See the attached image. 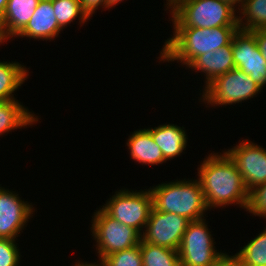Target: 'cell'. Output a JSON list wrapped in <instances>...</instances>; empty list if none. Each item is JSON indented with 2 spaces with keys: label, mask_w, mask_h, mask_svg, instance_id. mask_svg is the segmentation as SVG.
Here are the masks:
<instances>
[{
  "label": "cell",
  "mask_w": 266,
  "mask_h": 266,
  "mask_svg": "<svg viewBox=\"0 0 266 266\" xmlns=\"http://www.w3.org/2000/svg\"><path fill=\"white\" fill-rule=\"evenodd\" d=\"M7 2H8V0H0V18L2 17V15L6 9Z\"/></svg>",
  "instance_id": "836d02e7"
},
{
  "label": "cell",
  "mask_w": 266,
  "mask_h": 266,
  "mask_svg": "<svg viewBox=\"0 0 266 266\" xmlns=\"http://www.w3.org/2000/svg\"><path fill=\"white\" fill-rule=\"evenodd\" d=\"M28 72L19 62L0 61V101L16 100L13 93L28 78Z\"/></svg>",
  "instance_id": "d6986e66"
},
{
  "label": "cell",
  "mask_w": 266,
  "mask_h": 266,
  "mask_svg": "<svg viewBox=\"0 0 266 266\" xmlns=\"http://www.w3.org/2000/svg\"><path fill=\"white\" fill-rule=\"evenodd\" d=\"M215 266H246V265L236 254L231 256L225 252L219 257Z\"/></svg>",
  "instance_id": "83f0119b"
},
{
  "label": "cell",
  "mask_w": 266,
  "mask_h": 266,
  "mask_svg": "<svg viewBox=\"0 0 266 266\" xmlns=\"http://www.w3.org/2000/svg\"><path fill=\"white\" fill-rule=\"evenodd\" d=\"M236 10L221 0H189L172 13L173 27L238 26Z\"/></svg>",
  "instance_id": "277c9868"
},
{
  "label": "cell",
  "mask_w": 266,
  "mask_h": 266,
  "mask_svg": "<svg viewBox=\"0 0 266 266\" xmlns=\"http://www.w3.org/2000/svg\"><path fill=\"white\" fill-rule=\"evenodd\" d=\"M204 87L200 100L209 104L208 107L242 103L262 90L249 75L237 68L215 77Z\"/></svg>",
  "instance_id": "5b68a950"
},
{
  "label": "cell",
  "mask_w": 266,
  "mask_h": 266,
  "mask_svg": "<svg viewBox=\"0 0 266 266\" xmlns=\"http://www.w3.org/2000/svg\"><path fill=\"white\" fill-rule=\"evenodd\" d=\"M233 59L237 69L245 72L262 89L266 86V60L251 31L238 29L232 38Z\"/></svg>",
  "instance_id": "30bf717a"
},
{
  "label": "cell",
  "mask_w": 266,
  "mask_h": 266,
  "mask_svg": "<svg viewBox=\"0 0 266 266\" xmlns=\"http://www.w3.org/2000/svg\"><path fill=\"white\" fill-rule=\"evenodd\" d=\"M80 4L89 19L100 7L107 8V0H80Z\"/></svg>",
  "instance_id": "4316f807"
},
{
  "label": "cell",
  "mask_w": 266,
  "mask_h": 266,
  "mask_svg": "<svg viewBox=\"0 0 266 266\" xmlns=\"http://www.w3.org/2000/svg\"><path fill=\"white\" fill-rule=\"evenodd\" d=\"M187 68L203 72L205 77V86L210 83L215 77L227 73L235 69V63L232 52V41L216 49L214 52H208L196 57Z\"/></svg>",
  "instance_id": "5bb4252c"
},
{
  "label": "cell",
  "mask_w": 266,
  "mask_h": 266,
  "mask_svg": "<svg viewBox=\"0 0 266 266\" xmlns=\"http://www.w3.org/2000/svg\"><path fill=\"white\" fill-rule=\"evenodd\" d=\"M16 240L0 238V266H20V250Z\"/></svg>",
  "instance_id": "484cf974"
},
{
  "label": "cell",
  "mask_w": 266,
  "mask_h": 266,
  "mask_svg": "<svg viewBox=\"0 0 266 266\" xmlns=\"http://www.w3.org/2000/svg\"><path fill=\"white\" fill-rule=\"evenodd\" d=\"M251 32L255 35L260 51L264 59L266 60V28L258 29Z\"/></svg>",
  "instance_id": "f1b7e54d"
},
{
  "label": "cell",
  "mask_w": 266,
  "mask_h": 266,
  "mask_svg": "<svg viewBox=\"0 0 266 266\" xmlns=\"http://www.w3.org/2000/svg\"><path fill=\"white\" fill-rule=\"evenodd\" d=\"M17 100L0 101V136L15 129L32 126L39 120Z\"/></svg>",
  "instance_id": "ac0fdd59"
},
{
  "label": "cell",
  "mask_w": 266,
  "mask_h": 266,
  "mask_svg": "<svg viewBox=\"0 0 266 266\" xmlns=\"http://www.w3.org/2000/svg\"><path fill=\"white\" fill-rule=\"evenodd\" d=\"M172 38L165 40L160 51V61H180L186 67L198 56L214 52L228 45L238 31V26H219L211 28L173 27Z\"/></svg>",
  "instance_id": "7a4b0ae2"
},
{
  "label": "cell",
  "mask_w": 266,
  "mask_h": 266,
  "mask_svg": "<svg viewBox=\"0 0 266 266\" xmlns=\"http://www.w3.org/2000/svg\"><path fill=\"white\" fill-rule=\"evenodd\" d=\"M189 1V0H166V10L170 11V14L178 7L180 6L182 3ZM168 5V6H167ZM169 8V9H168Z\"/></svg>",
  "instance_id": "f546056e"
},
{
  "label": "cell",
  "mask_w": 266,
  "mask_h": 266,
  "mask_svg": "<svg viewBox=\"0 0 266 266\" xmlns=\"http://www.w3.org/2000/svg\"><path fill=\"white\" fill-rule=\"evenodd\" d=\"M246 211L252 215L266 218V182L248 192Z\"/></svg>",
  "instance_id": "d4e9b609"
},
{
  "label": "cell",
  "mask_w": 266,
  "mask_h": 266,
  "mask_svg": "<svg viewBox=\"0 0 266 266\" xmlns=\"http://www.w3.org/2000/svg\"><path fill=\"white\" fill-rule=\"evenodd\" d=\"M198 176L208 209L238 204L246 210L248 191L235 162L226 152L207 156L198 167Z\"/></svg>",
  "instance_id": "6da1fadb"
},
{
  "label": "cell",
  "mask_w": 266,
  "mask_h": 266,
  "mask_svg": "<svg viewBox=\"0 0 266 266\" xmlns=\"http://www.w3.org/2000/svg\"><path fill=\"white\" fill-rule=\"evenodd\" d=\"M143 266H180L177 250L140 242Z\"/></svg>",
  "instance_id": "44dd1931"
},
{
  "label": "cell",
  "mask_w": 266,
  "mask_h": 266,
  "mask_svg": "<svg viewBox=\"0 0 266 266\" xmlns=\"http://www.w3.org/2000/svg\"><path fill=\"white\" fill-rule=\"evenodd\" d=\"M264 229L236 253L246 266H266V228Z\"/></svg>",
  "instance_id": "603a6c76"
},
{
  "label": "cell",
  "mask_w": 266,
  "mask_h": 266,
  "mask_svg": "<svg viewBox=\"0 0 266 266\" xmlns=\"http://www.w3.org/2000/svg\"><path fill=\"white\" fill-rule=\"evenodd\" d=\"M152 193L153 208L161 212H170L189 221L205 218L208 206L202 191L200 180H176L158 184L149 188Z\"/></svg>",
  "instance_id": "3957f363"
},
{
  "label": "cell",
  "mask_w": 266,
  "mask_h": 266,
  "mask_svg": "<svg viewBox=\"0 0 266 266\" xmlns=\"http://www.w3.org/2000/svg\"><path fill=\"white\" fill-rule=\"evenodd\" d=\"M92 217V237L96 241L99 261L112 253L139 245L141 233L134 227L119 223L102 208Z\"/></svg>",
  "instance_id": "8992f818"
},
{
  "label": "cell",
  "mask_w": 266,
  "mask_h": 266,
  "mask_svg": "<svg viewBox=\"0 0 266 266\" xmlns=\"http://www.w3.org/2000/svg\"><path fill=\"white\" fill-rule=\"evenodd\" d=\"M239 12L242 15L239 14L238 16L239 29L255 31L266 28V0H244L237 13Z\"/></svg>",
  "instance_id": "ffe728a7"
},
{
  "label": "cell",
  "mask_w": 266,
  "mask_h": 266,
  "mask_svg": "<svg viewBox=\"0 0 266 266\" xmlns=\"http://www.w3.org/2000/svg\"><path fill=\"white\" fill-rule=\"evenodd\" d=\"M209 230L204 218L188 223L178 249L180 266L216 265L223 252L215 249Z\"/></svg>",
  "instance_id": "ba28073f"
},
{
  "label": "cell",
  "mask_w": 266,
  "mask_h": 266,
  "mask_svg": "<svg viewBox=\"0 0 266 266\" xmlns=\"http://www.w3.org/2000/svg\"><path fill=\"white\" fill-rule=\"evenodd\" d=\"M59 27L62 29L78 18L80 25L89 20L83 12L80 0H51Z\"/></svg>",
  "instance_id": "7402d4cb"
},
{
  "label": "cell",
  "mask_w": 266,
  "mask_h": 266,
  "mask_svg": "<svg viewBox=\"0 0 266 266\" xmlns=\"http://www.w3.org/2000/svg\"><path fill=\"white\" fill-rule=\"evenodd\" d=\"M99 262L102 266H143L140 243L131 248L112 253Z\"/></svg>",
  "instance_id": "cb8c5ba5"
},
{
  "label": "cell",
  "mask_w": 266,
  "mask_h": 266,
  "mask_svg": "<svg viewBox=\"0 0 266 266\" xmlns=\"http://www.w3.org/2000/svg\"><path fill=\"white\" fill-rule=\"evenodd\" d=\"M11 37L7 34L5 29V25L3 24L2 20L0 19V44L4 43Z\"/></svg>",
  "instance_id": "4dcf8cb0"
},
{
  "label": "cell",
  "mask_w": 266,
  "mask_h": 266,
  "mask_svg": "<svg viewBox=\"0 0 266 266\" xmlns=\"http://www.w3.org/2000/svg\"><path fill=\"white\" fill-rule=\"evenodd\" d=\"M153 208L150 189L137 192L121 189L108 199L102 209L119 223L134 227L141 234L147 225L150 212Z\"/></svg>",
  "instance_id": "52a82bcc"
},
{
  "label": "cell",
  "mask_w": 266,
  "mask_h": 266,
  "mask_svg": "<svg viewBox=\"0 0 266 266\" xmlns=\"http://www.w3.org/2000/svg\"><path fill=\"white\" fill-rule=\"evenodd\" d=\"M227 4H229L231 7H233L236 11L240 10L243 3H244V0H221ZM238 4V5H237ZM238 6V7H237ZM238 10H237V9Z\"/></svg>",
  "instance_id": "1f68e13d"
},
{
  "label": "cell",
  "mask_w": 266,
  "mask_h": 266,
  "mask_svg": "<svg viewBox=\"0 0 266 266\" xmlns=\"http://www.w3.org/2000/svg\"><path fill=\"white\" fill-rule=\"evenodd\" d=\"M189 222L180 215L152 208L145 230L141 234V240L178 251Z\"/></svg>",
  "instance_id": "9c48e42d"
},
{
  "label": "cell",
  "mask_w": 266,
  "mask_h": 266,
  "mask_svg": "<svg viewBox=\"0 0 266 266\" xmlns=\"http://www.w3.org/2000/svg\"><path fill=\"white\" fill-rule=\"evenodd\" d=\"M40 0H8L0 18L7 34L16 37L28 24Z\"/></svg>",
  "instance_id": "e0dca14e"
},
{
  "label": "cell",
  "mask_w": 266,
  "mask_h": 266,
  "mask_svg": "<svg viewBox=\"0 0 266 266\" xmlns=\"http://www.w3.org/2000/svg\"><path fill=\"white\" fill-rule=\"evenodd\" d=\"M147 130L162 150L166 160H172L174 157L181 155L183 150H186L188 136L183 126L163 124Z\"/></svg>",
  "instance_id": "2e32d148"
},
{
  "label": "cell",
  "mask_w": 266,
  "mask_h": 266,
  "mask_svg": "<svg viewBox=\"0 0 266 266\" xmlns=\"http://www.w3.org/2000/svg\"><path fill=\"white\" fill-rule=\"evenodd\" d=\"M239 142L225 152L235 162L249 192L266 182V149L248 139Z\"/></svg>",
  "instance_id": "8fae6325"
},
{
  "label": "cell",
  "mask_w": 266,
  "mask_h": 266,
  "mask_svg": "<svg viewBox=\"0 0 266 266\" xmlns=\"http://www.w3.org/2000/svg\"><path fill=\"white\" fill-rule=\"evenodd\" d=\"M123 0H107V9L115 7L116 4L122 2Z\"/></svg>",
  "instance_id": "e575fe53"
},
{
  "label": "cell",
  "mask_w": 266,
  "mask_h": 266,
  "mask_svg": "<svg viewBox=\"0 0 266 266\" xmlns=\"http://www.w3.org/2000/svg\"><path fill=\"white\" fill-rule=\"evenodd\" d=\"M73 266H102V264H101V262L98 263V261H97V263L96 262L88 263L87 261L84 263V262L78 261Z\"/></svg>",
  "instance_id": "d6a6232c"
},
{
  "label": "cell",
  "mask_w": 266,
  "mask_h": 266,
  "mask_svg": "<svg viewBox=\"0 0 266 266\" xmlns=\"http://www.w3.org/2000/svg\"><path fill=\"white\" fill-rule=\"evenodd\" d=\"M61 30L54 14L52 1L40 0L28 24L16 37L51 41L59 36Z\"/></svg>",
  "instance_id": "4fadbf2b"
},
{
  "label": "cell",
  "mask_w": 266,
  "mask_h": 266,
  "mask_svg": "<svg viewBox=\"0 0 266 266\" xmlns=\"http://www.w3.org/2000/svg\"><path fill=\"white\" fill-rule=\"evenodd\" d=\"M18 195L0 186V238L17 240L35 212L33 205L22 201Z\"/></svg>",
  "instance_id": "7c38bea8"
},
{
  "label": "cell",
  "mask_w": 266,
  "mask_h": 266,
  "mask_svg": "<svg viewBox=\"0 0 266 266\" xmlns=\"http://www.w3.org/2000/svg\"><path fill=\"white\" fill-rule=\"evenodd\" d=\"M126 144L130 150L131 159L135 162L154 166L167 161L147 128L134 131Z\"/></svg>",
  "instance_id": "9a60e30c"
}]
</instances>
